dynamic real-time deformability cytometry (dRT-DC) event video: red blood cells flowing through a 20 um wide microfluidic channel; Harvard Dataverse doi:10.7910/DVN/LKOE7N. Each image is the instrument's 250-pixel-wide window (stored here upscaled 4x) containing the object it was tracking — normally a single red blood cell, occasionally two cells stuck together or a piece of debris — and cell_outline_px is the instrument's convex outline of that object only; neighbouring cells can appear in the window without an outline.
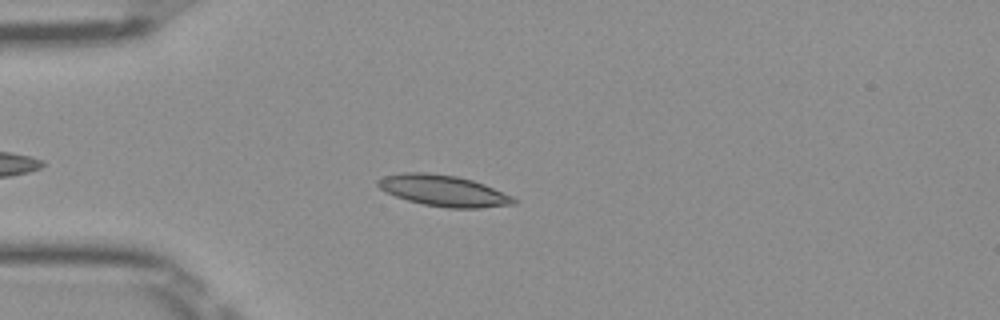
{"species": "Egyptian fruit bat (a non-hibernating species)", "species_latin": "Rousettus aegyptiacus", "temperature_condition": "room temperature", "stored_images_in_passage": 42, "camera_frame_rate_fps": 3000, "um_per_image_px": 0.085, "frame": {"image": 1, "passage_image": 8, "time_ms": 2.333, "image_size_px": [1000, 320], "cell_outline_px": [[516, 204], [480, 208], [448, 208], [424, 204], [408, 200], [396, 196], [380, 188], [376, 184], [376, 180], [384, 176], [404, 172], [424, 172], [456, 176], [472, 180], [484, 184], [512, 196], [516, 200]], "centroid_in_image_um": [37.7, 16.21], "position_along_channel_um": 47.3, "area_um2": 24.45}}
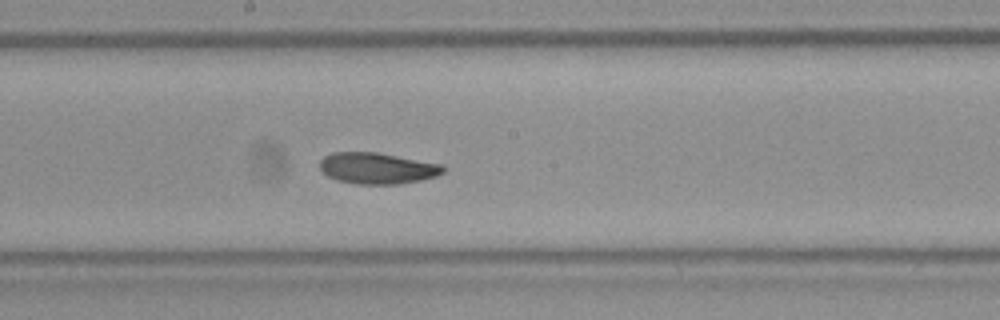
{"frame": {"image": 2, "passage_image": 22, "time_ms": 7.0, "image_size_px": [1000, 320], "cell_outline_px": [[448, 168], [444, 172], [436, 176], [420, 180], [400, 184], [356, 184], [336, 180], [328, 176], [320, 168], [320, 160], [324, 156], [332, 152], [380, 152], [444, 164]], "centroid_in_image_um": [32.12, 14.29], "position_along_channel_um": 216.1, "area_um2": 22.83}}
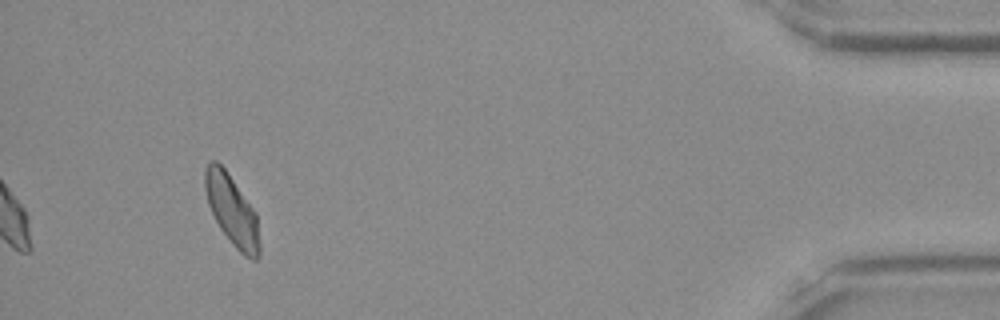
{"frame": {"image": 3, "passage_image": 42, "time_ms": 13.667, "image_size_px": [1000, 320], "cell_outline_px": [[260, 256], [256, 260], [252, 260], [244, 256], [232, 244], [220, 228], [208, 204], [204, 188], [204, 168], [212, 160], [216, 160], [224, 168], [256, 212], [260, 244]], "centroid_in_image_um": [19.72, 17.9], "position_along_channel_um": 415.5, "area_um2": 22.31}, "authors_computed_cell_mechanics": {"area_um2": 22.3686, "velocity_mm_per_s": 3.9953, "shape_relaxation_time_tau1_ms": 7.6386, "shape_relaxation_time_tau2_ms": 4.8712, "deformation_change_tau1": 0.1625, "deformation_change_tau2": 0.104}}